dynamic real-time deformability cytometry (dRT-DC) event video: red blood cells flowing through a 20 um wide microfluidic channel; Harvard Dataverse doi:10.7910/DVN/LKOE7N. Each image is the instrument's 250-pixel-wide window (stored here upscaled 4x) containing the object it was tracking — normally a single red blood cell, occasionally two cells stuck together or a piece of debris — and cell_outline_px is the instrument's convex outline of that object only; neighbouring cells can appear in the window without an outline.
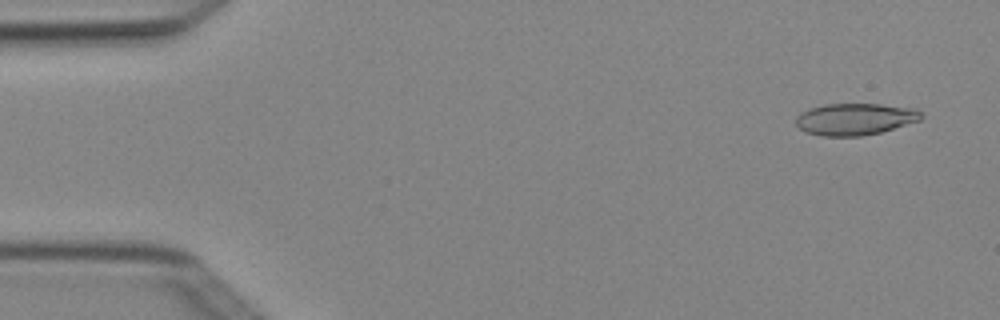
{"species": "Egyptian fruit bat (a non-hibernating species)", "species_latin": "Rousettus aegyptiacus", "temperature_condition": "cold", "stored_images_in_passage": 5, "camera_frame_rate_fps": 3000, "um_per_image_px": 0.085, "animal": {"sex": "female"}, "frame": {"image": 1, "passage_image": 1, "time_ms": 0.0, "image_size_px": [1000, 320], "cell_outline_px": [[924, 116], [920, 120], [880, 132], [860, 136], [820, 136], [804, 132], [796, 124], [796, 116], [800, 112], [808, 108], [824, 104], [880, 104], [916, 108]], "centroid_in_image_um": [72.64, 10.12], "position_along_channel_um": 12.4, "area_um2": 23.35}}
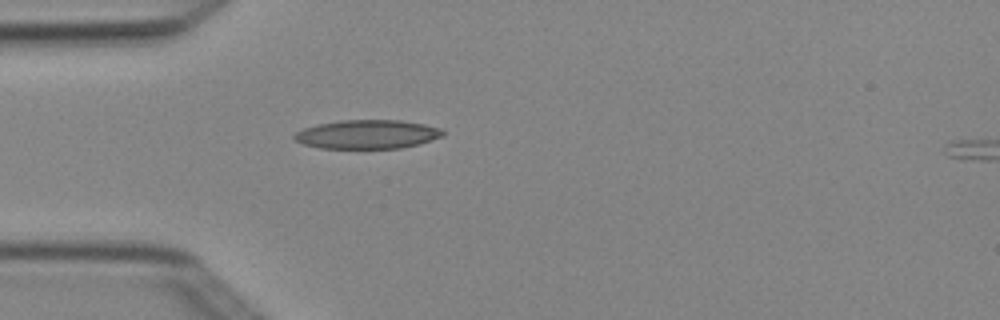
{"frame": {"image": 2, "passage_image": 4, "time_ms": 1.0, "image_size_px": [1000, 320], "cell_outline_px": [[444, 136], [420, 144], [400, 148], [320, 148], [304, 144], [296, 140], [292, 136], [296, 132], [304, 128], [320, 124], [340, 120], [400, 120], [424, 124], [444, 128]], "centroid_in_image_um": [31.28, 11.41], "position_along_channel_um": 53.7, "area_um2": 25.03}}